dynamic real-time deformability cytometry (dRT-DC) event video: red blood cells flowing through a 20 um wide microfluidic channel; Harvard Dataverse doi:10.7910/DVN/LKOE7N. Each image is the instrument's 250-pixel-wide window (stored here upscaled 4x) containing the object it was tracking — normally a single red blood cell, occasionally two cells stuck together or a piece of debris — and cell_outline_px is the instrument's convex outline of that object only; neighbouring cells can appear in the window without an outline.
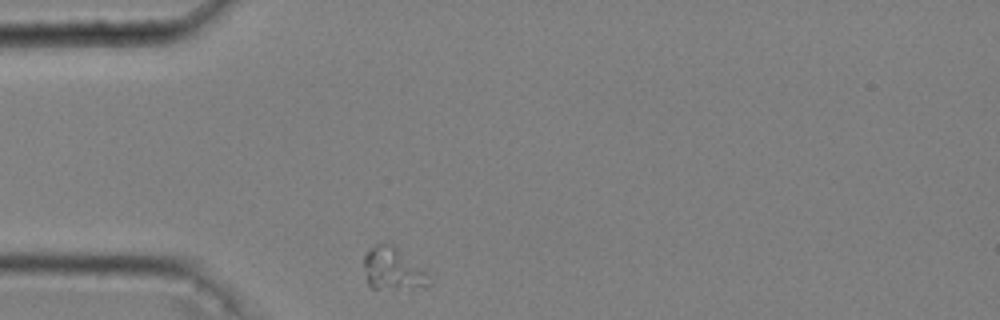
{"species": "common noctule bat (a hibernating species)", "species_latin": "Nyctalus noctula", "temperature_condition": "cold", "stored_images_in_passage": 43, "camera_frame_rate_fps": 3000, "um_per_image_px": 0.085, "animal": {"sex": "male", "body_mass_g": 20.4}, "frame": {"image": 1, "passage_image": 1, "time_ms": 0.0, "image_size_px": [1000, 320], "cell_outline_px": [[432, 284], [428, 288], [372, 288], [368, 284], [364, 264], [364, 256], [376, 244], [392, 244], [420, 268], [428, 276]], "centroid_in_image_um": [33.4, 22.9], "position_along_channel_um": 51.6, "area_um2": 15.49}}
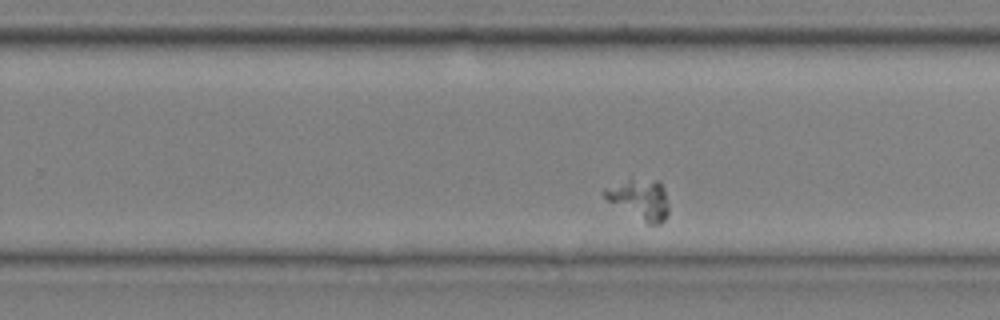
{"frame": {"image": 2, "passage_image": 23, "time_ms": 7.333, "image_size_px": [1000, 320], "cell_outline_px": [[668, 216], [660, 224], [648, 224], [608, 200], [600, 192], [604, 188], [632, 176], [660, 180], [664, 188], [668, 204]], "centroid_in_image_um": [54.39, 16.87], "position_along_channel_um": 275.4, "area_um2": 15.43}}
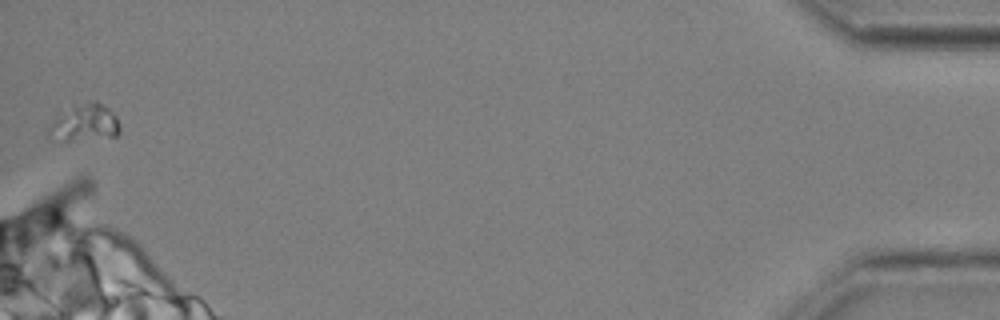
{"frame": {"image": 3, "passage_image": 43, "time_ms": 14.0, "image_size_px": [1000, 320], "cell_outline_px": [[120, 132], [116, 136], [68, 140], [64, 140], [44, 136], [44, 132], [56, 116], [88, 100], [96, 100], [104, 104], [116, 116], [120, 128]], "centroid_in_image_um": [7.17, 10.43], "position_along_channel_um": 428.0, "area_um2": 15.26}}